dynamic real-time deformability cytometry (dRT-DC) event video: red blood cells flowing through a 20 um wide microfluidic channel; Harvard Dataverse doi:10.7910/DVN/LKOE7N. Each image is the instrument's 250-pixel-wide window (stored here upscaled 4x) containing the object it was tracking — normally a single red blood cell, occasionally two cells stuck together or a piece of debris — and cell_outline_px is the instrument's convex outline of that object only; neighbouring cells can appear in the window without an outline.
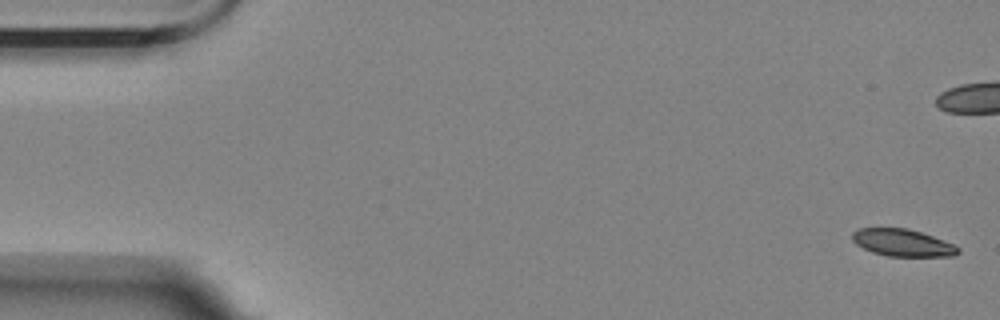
{"species": "Egyptian fruit bat (a non-hibernating species)", "species_latin": "Rousettus aegyptiacus", "temperature_condition": "room temperature", "stored_images_in_passage": 4, "camera_frame_rate_fps": 3000, "um_per_image_px": 0.085, "animal": {"sex": "female"}, "frame": {"image": 1, "passage_image": 1, "time_ms": 0.0, "image_size_px": [1000, 320], "cell_outline_px": [[960, 252], [952, 256], [888, 256], [872, 252], [856, 244], [852, 240], [852, 232], [860, 228], [908, 228], [932, 236], [952, 244], [960, 248]], "centroid_in_image_um": [76.7, 20.63], "position_along_channel_um": 8.3, "area_um2": 16.59}}